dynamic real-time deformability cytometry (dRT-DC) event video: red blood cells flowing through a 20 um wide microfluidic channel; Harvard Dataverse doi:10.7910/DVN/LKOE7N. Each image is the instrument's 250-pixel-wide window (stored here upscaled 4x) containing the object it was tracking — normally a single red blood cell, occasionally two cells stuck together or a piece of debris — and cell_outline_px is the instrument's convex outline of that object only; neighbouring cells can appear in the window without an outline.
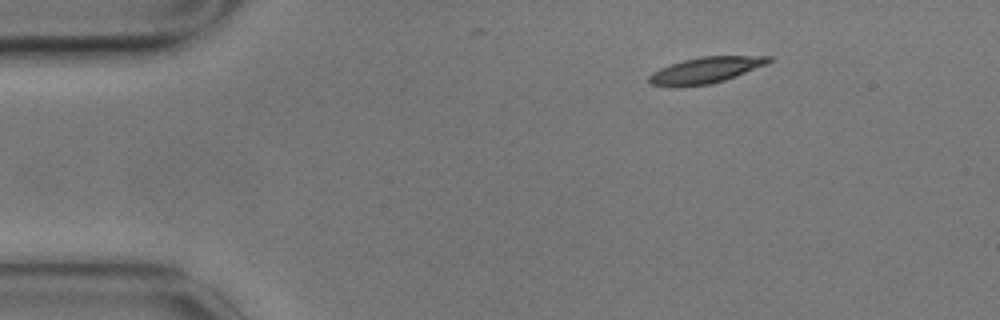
{"species": "common noctule bat (a hibernating species)", "species_latin": "Nyctalus noctula", "temperature_condition": "cold", "stored_images_in_passage": 3, "camera_frame_rate_fps": 3000, "um_per_image_px": 0.085, "animal": {"sex": "male", "body_mass_g": 17.9}, "frame": {"image": 1, "passage_image": 1, "time_ms": 0.0, "image_size_px": [1000, 320], "cell_outline_px": [[772, 60], [768, 64], [736, 76], [724, 80], [708, 84], [652, 84], [648, 80], [648, 76], [652, 72], [660, 68], [684, 60], [700, 56], [772, 56]], "centroid_in_image_um": [60.08, 5.91], "position_along_channel_um": 24.9, "area_um2": 17.46}}
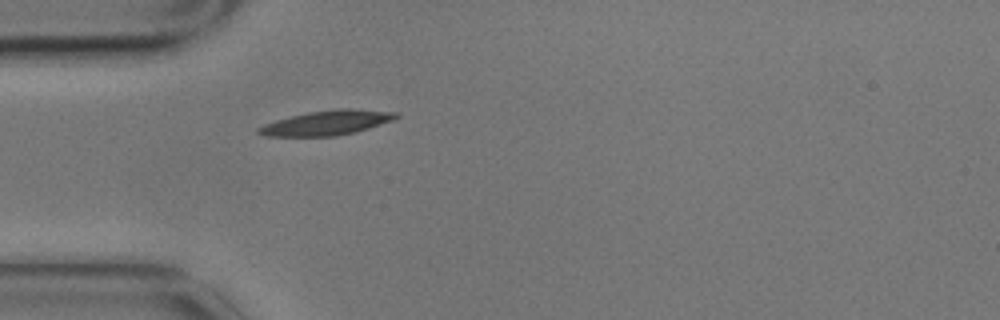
{"frame": {"image": 2, "passage_image": 3, "time_ms": 0.667, "image_size_px": [1000, 320], "cell_outline_px": [[400, 116], [392, 120], [368, 128], [336, 136], [268, 136], [256, 132], [256, 128], [264, 124], [276, 120], [308, 112], [336, 108], [352, 108], [396, 112]], "centroid_in_image_um": [27.77, 10.42], "position_along_channel_um": 57.2, "area_um2": 19.59}}